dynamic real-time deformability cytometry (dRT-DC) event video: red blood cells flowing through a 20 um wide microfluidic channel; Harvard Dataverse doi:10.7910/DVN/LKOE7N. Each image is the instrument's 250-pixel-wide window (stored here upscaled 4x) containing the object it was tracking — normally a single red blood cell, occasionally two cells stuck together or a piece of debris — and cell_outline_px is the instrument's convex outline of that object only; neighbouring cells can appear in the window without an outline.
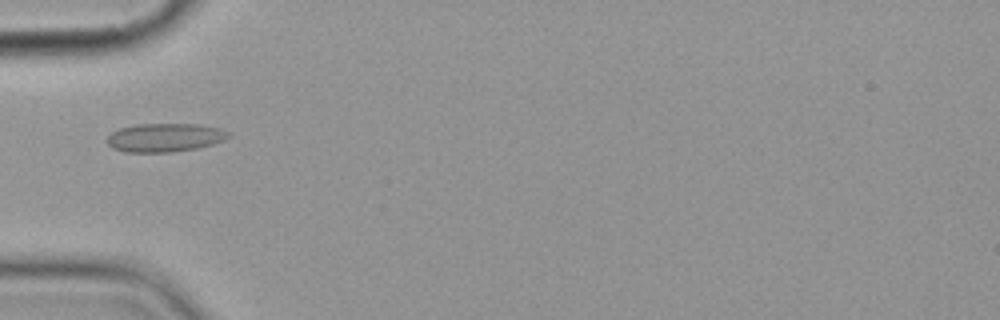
{"species": "common noctule bat (a hibernating species)", "species_latin": "Nyctalus noctula", "temperature_condition": "cold", "stored_images_in_passage": 10, "camera_frame_rate_fps": 3000, "um_per_image_px": 0.085, "animal": {"sex": "female", "body_mass_g": 19.9}, "frame": {"image": 1, "passage_image": 6, "time_ms": 7.0, "image_size_px": [1000, 320], "cell_outline_px": [[232, 136], [224, 140], [212, 144], [196, 148], [172, 152], [124, 152], [112, 148], [104, 140], [112, 132], [120, 128], [136, 124], [196, 124], [220, 128], [232, 132]], "centroid_in_image_um": [14.01, 11.69], "position_along_channel_um": 71.0, "area_um2": 20.4}}
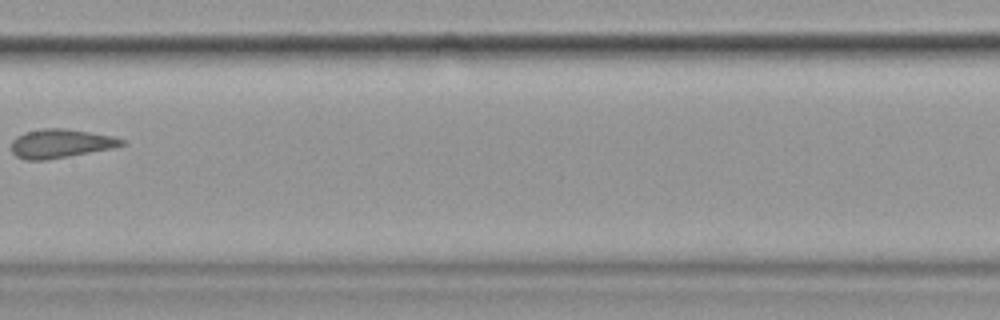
{"frame": {"image": 2, "passage_image": 9, "time_ms": 10.667, "image_size_px": [1000, 320], "cell_outline_px": [[128, 144], [112, 148], [48, 160], [24, 160], [16, 156], [12, 152], [12, 140], [16, 136], [40, 128], [64, 128], [112, 136], [128, 140]], "centroid_in_image_um": [5.18, 12.2], "position_along_channel_um": 202.2, "area_um2": 18.61}}
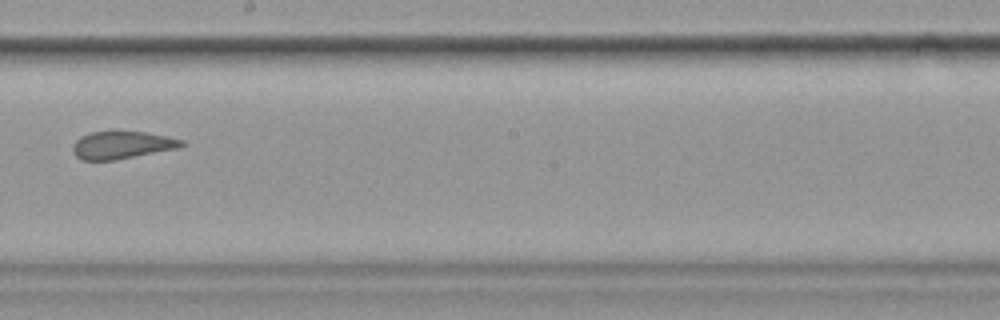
{"frame": {"image": 3, "passage_image": 10, "time_ms": 11.667, "image_size_px": [1000, 320], "cell_outline_px": [[188, 144], [180, 148], [116, 160], [84, 160], [76, 156], [72, 152], [72, 144], [80, 136], [92, 132], [144, 132], [168, 136], [184, 140]], "centroid_in_image_um": [10.41, 12.34], "position_along_channel_um": 237.8, "area_um2": 17.63}}